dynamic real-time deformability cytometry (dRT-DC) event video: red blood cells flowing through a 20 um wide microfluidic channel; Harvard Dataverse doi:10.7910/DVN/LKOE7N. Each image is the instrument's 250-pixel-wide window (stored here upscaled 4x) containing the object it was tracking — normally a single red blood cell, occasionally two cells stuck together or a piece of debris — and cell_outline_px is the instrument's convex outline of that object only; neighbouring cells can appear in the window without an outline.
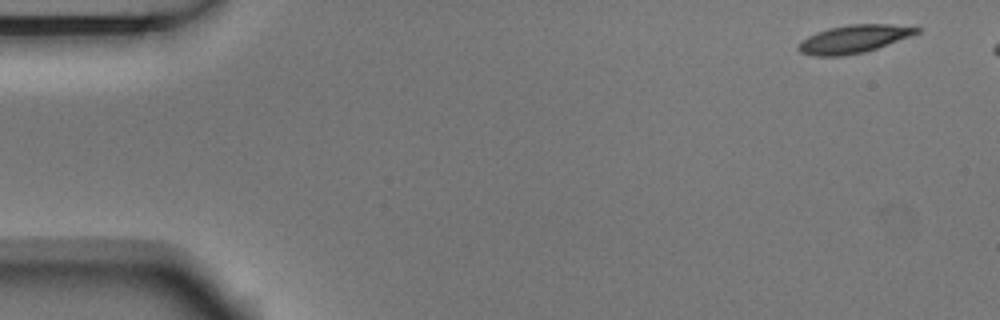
{"species": "Egyptian fruit bat (a non-hibernating species)", "species_latin": "Rousettus aegyptiacus", "temperature_condition": "room temperature", "stored_images_in_passage": 5, "camera_frame_rate_fps": 3000, "um_per_image_px": 0.085, "animal": {"sex": "male"}, "frame": {"image": 1, "passage_image": 1, "time_ms": 0.0, "image_size_px": [1000, 320], "cell_outline_px": [[920, 32], [912, 36], [864, 52], [844, 56], [812, 56], [800, 52], [796, 48], [808, 36], [816, 32], [828, 28], [848, 24], [888, 24], [920, 28]], "centroid_in_image_um": [72.56, 3.32], "position_along_channel_um": 12.4, "area_um2": 19.19}}